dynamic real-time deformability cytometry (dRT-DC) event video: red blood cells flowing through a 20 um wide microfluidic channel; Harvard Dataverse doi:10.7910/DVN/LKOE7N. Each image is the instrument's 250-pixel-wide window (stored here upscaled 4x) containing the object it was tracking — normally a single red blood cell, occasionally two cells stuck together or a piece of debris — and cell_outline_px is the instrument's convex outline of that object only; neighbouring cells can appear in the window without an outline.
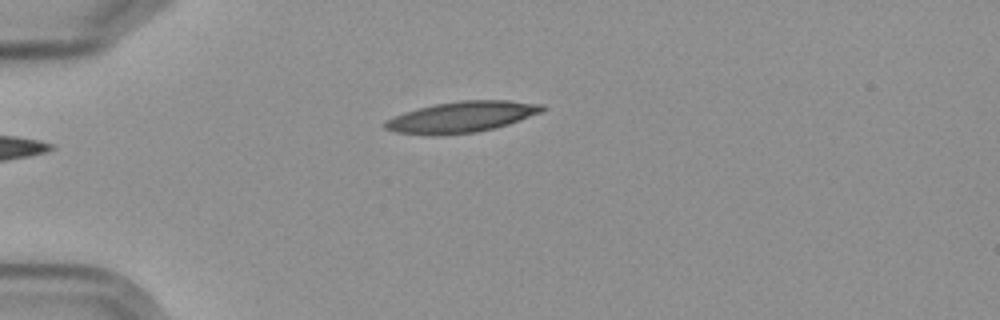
{"species": "Egyptian fruit bat (a non-hibernating species)", "species_latin": "Rousettus aegyptiacus", "temperature_condition": "cold", "stored_images_in_passage": 4, "camera_frame_rate_fps": 3000, "um_per_image_px": 0.085, "frame": {"image": 1, "passage_image": 4, "time_ms": 3.667, "image_size_px": [1000, 320], "cell_outline_px": [[548, 108], [544, 112], [496, 128], [476, 132], [440, 136], [396, 132], [384, 128], [380, 124], [384, 120], [392, 116], [404, 112], [436, 104], [460, 100], [508, 100], [544, 104]], "centroid_in_image_um": [39.25, 9.94], "position_along_channel_um": 45.7, "area_um2": 28.78}}